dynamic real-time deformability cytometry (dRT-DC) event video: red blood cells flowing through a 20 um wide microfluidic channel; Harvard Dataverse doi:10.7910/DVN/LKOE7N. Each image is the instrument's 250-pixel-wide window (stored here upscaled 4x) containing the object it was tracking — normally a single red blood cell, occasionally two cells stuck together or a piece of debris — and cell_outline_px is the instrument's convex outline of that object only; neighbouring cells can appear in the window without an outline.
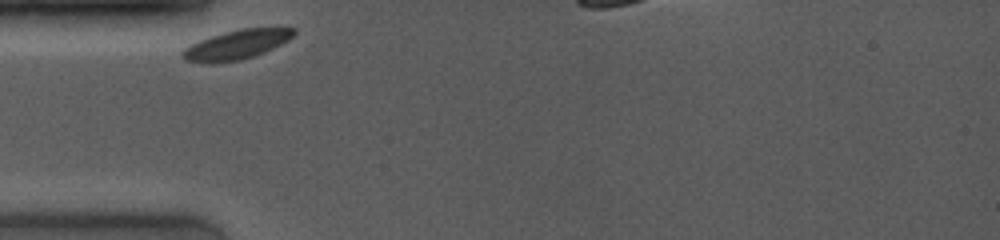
{"species": "common noctule bat (a hibernating species)", "species_latin": "Nyctalus noctula", "temperature_condition": "room temperature", "stored_images_in_passage": 25, "camera_frame_rate_fps": 4000, "um_per_image_px": 0.085, "animal": {"sex": "female", "body_mass_g": 19.0, "forearm_length_mm": 53.3}, "frame": {"image": 1, "passage_image": 1, "time_ms": 0.0, "image_size_px": [1000, 240], "cell_outline_px": [[296, 32], [288, 40], [264, 52], [240, 60], [208, 64], [184, 60], [180, 56], [180, 52], [184, 48], [200, 40], [224, 32], [240, 28], [280, 24], [296, 28]], "centroid_in_image_um": [20.18, 3.74], "position_along_channel_um": 64.8, "area_um2": 19.77}}
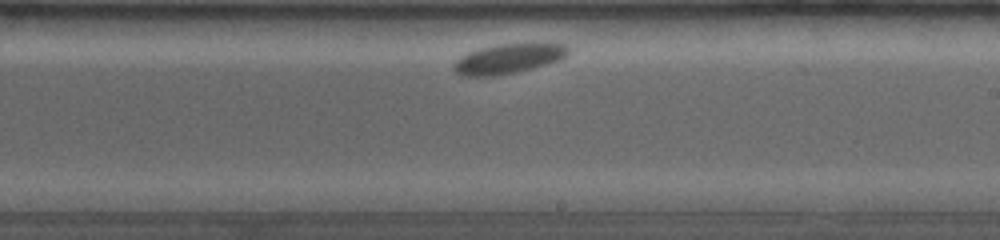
{"frame": {"image": 2, "passage_image": 22, "time_ms": 5.25, "image_size_px": [1000, 240], "cell_outline_px": [[568, 52], [560, 60], [532, 68], [516, 72], [496, 76], [460, 76], [452, 68], [452, 64], [460, 56], [468, 52], [480, 48], [496, 44], [532, 40], [564, 44], [568, 48]], "centroid_in_image_um": [43.22, 4.94], "position_along_channel_um": 245.8, "area_um2": 20.69}}